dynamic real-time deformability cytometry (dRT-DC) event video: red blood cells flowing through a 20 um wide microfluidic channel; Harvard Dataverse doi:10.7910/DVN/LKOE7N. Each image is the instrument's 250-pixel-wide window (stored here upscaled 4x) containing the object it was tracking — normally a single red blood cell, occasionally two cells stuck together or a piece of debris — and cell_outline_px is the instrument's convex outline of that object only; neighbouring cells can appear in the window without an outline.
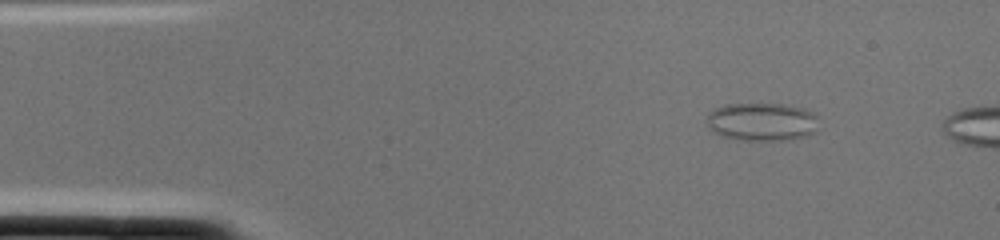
{"species": "common noctule bat (a hibernating species)", "species_latin": "Nyctalus noctula", "temperature_condition": "cold", "stored_images_in_passage": 3, "camera_frame_rate_fps": 3000, "um_per_image_px": 0.085, "animal": {"sex": "female", "body_mass_g": 22.0, "forearm_length_mm": 56.7}, "frame": {"image": 1, "passage_image": 1, "time_ms": 0.0, "image_size_px": [1000, 240], "cell_outline_px": [[816, 132], [808, 136], [784, 140], [740, 140], [720, 136], [712, 132], [708, 128], [704, 120], [708, 112], [724, 104], [780, 104], [804, 108], [816, 112]], "centroid_in_image_um": [64.71, 10.35], "position_along_channel_um": 20.3, "area_um2": 25.37}}